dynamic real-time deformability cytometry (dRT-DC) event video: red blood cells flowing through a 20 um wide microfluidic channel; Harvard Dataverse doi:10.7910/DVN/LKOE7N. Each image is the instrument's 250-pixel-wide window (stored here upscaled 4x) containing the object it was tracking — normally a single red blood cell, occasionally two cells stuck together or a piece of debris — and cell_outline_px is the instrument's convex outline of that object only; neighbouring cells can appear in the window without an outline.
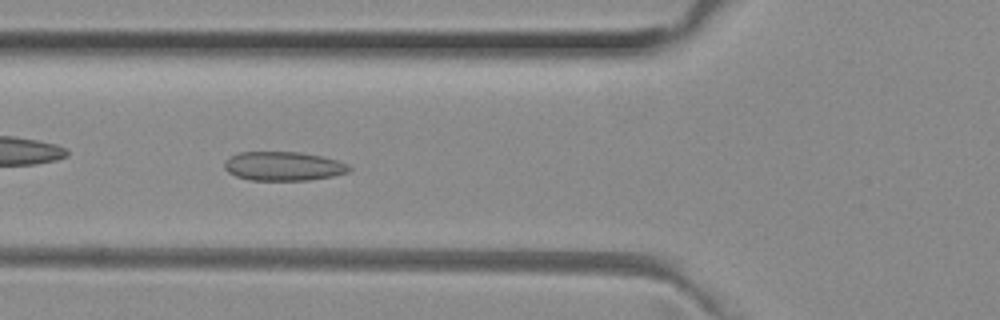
{"species": "common noctule bat (a hibernating species)", "species_latin": "Nyctalus noctula", "temperature_condition": "room temperature", "stored_images_in_passage": 50, "camera_frame_rate_fps": 3000, "um_per_image_px": 0.085, "animal": {"sex": "female", "body_mass_g": 29.2, "forearm_length_mm": 56.3}, "frame": {"image": 1, "passage_image": 16, "time_ms": 5.0, "image_size_px": [1000, 320], "cell_outline_px": [[352, 168], [348, 172], [332, 176], [308, 180], [248, 180], [236, 176], [228, 172], [224, 168], [224, 160], [228, 156], [236, 152], [300, 152], [324, 156], [348, 164]], "centroid_in_image_um": [24.05, 14.11], "position_along_channel_um": 101.8, "area_um2": 21.33}}
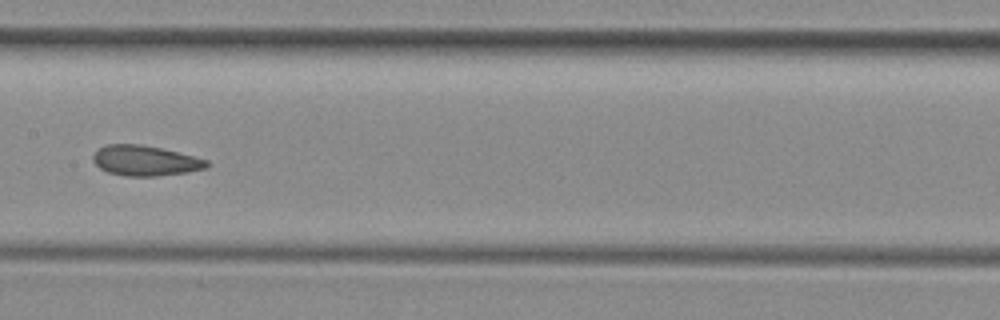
{"frame": {"image": 2, "passage_image": 23, "time_ms": 7.333, "image_size_px": [1000, 320], "cell_outline_px": [[208, 168], [188, 172], [156, 176], [124, 176], [108, 172], [100, 168], [92, 160], [92, 156], [96, 148], [108, 144], [140, 144], [160, 148], [208, 160]], "centroid_in_image_um": [12.3, 13.65], "position_along_channel_um": 195.1, "area_um2": 20.06}}
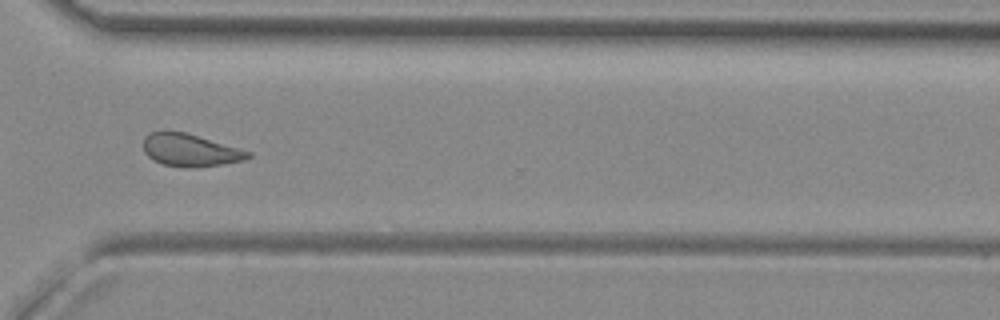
{"frame": {"image": 3, "passage_image": 35, "time_ms": 11.333, "image_size_px": [1000, 320], "cell_outline_px": [[252, 156], [244, 160], [224, 164], [192, 168], [184, 168], [164, 164], [148, 156], [144, 152], [144, 136], [152, 132], [184, 132], [252, 152]], "centroid_in_image_um": [16.19, 12.78], "position_along_channel_um": 354.4, "area_um2": 19.54}}